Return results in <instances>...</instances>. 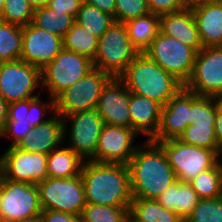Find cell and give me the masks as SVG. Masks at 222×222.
Returning <instances> with one entry per match:
<instances>
[{
  "mask_svg": "<svg viewBox=\"0 0 222 222\" xmlns=\"http://www.w3.org/2000/svg\"><path fill=\"white\" fill-rule=\"evenodd\" d=\"M87 203L130 206L132 193L128 166L122 163L84 161L81 169Z\"/></svg>",
  "mask_w": 222,
  "mask_h": 222,
  "instance_id": "7a4b0ae2",
  "label": "cell"
},
{
  "mask_svg": "<svg viewBox=\"0 0 222 222\" xmlns=\"http://www.w3.org/2000/svg\"><path fill=\"white\" fill-rule=\"evenodd\" d=\"M203 47L222 46V2L192 10Z\"/></svg>",
  "mask_w": 222,
  "mask_h": 222,
  "instance_id": "7402d4cb",
  "label": "cell"
},
{
  "mask_svg": "<svg viewBox=\"0 0 222 222\" xmlns=\"http://www.w3.org/2000/svg\"><path fill=\"white\" fill-rule=\"evenodd\" d=\"M129 212L141 222H184L177 213L154 199L133 198Z\"/></svg>",
  "mask_w": 222,
  "mask_h": 222,
  "instance_id": "4316f807",
  "label": "cell"
},
{
  "mask_svg": "<svg viewBox=\"0 0 222 222\" xmlns=\"http://www.w3.org/2000/svg\"><path fill=\"white\" fill-rule=\"evenodd\" d=\"M162 106L147 97L131 93L129 112L131 129L137 134H145L151 140L159 130Z\"/></svg>",
  "mask_w": 222,
  "mask_h": 222,
  "instance_id": "44dd1931",
  "label": "cell"
},
{
  "mask_svg": "<svg viewBox=\"0 0 222 222\" xmlns=\"http://www.w3.org/2000/svg\"><path fill=\"white\" fill-rule=\"evenodd\" d=\"M216 143L222 152V98H216V117H215Z\"/></svg>",
  "mask_w": 222,
  "mask_h": 222,
  "instance_id": "7bdbcfd3",
  "label": "cell"
},
{
  "mask_svg": "<svg viewBox=\"0 0 222 222\" xmlns=\"http://www.w3.org/2000/svg\"><path fill=\"white\" fill-rule=\"evenodd\" d=\"M111 78L108 73L94 68L55 98L56 114L64 117L96 109L102 90Z\"/></svg>",
  "mask_w": 222,
  "mask_h": 222,
  "instance_id": "30bf717a",
  "label": "cell"
},
{
  "mask_svg": "<svg viewBox=\"0 0 222 222\" xmlns=\"http://www.w3.org/2000/svg\"><path fill=\"white\" fill-rule=\"evenodd\" d=\"M81 4L82 0H49L47 6L53 10L63 11L75 18Z\"/></svg>",
  "mask_w": 222,
  "mask_h": 222,
  "instance_id": "60d3db41",
  "label": "cell"
},
{
  "mask_svg": "<svg viewBox=\"0 0 222 222\" xmlns=\"http://www.w3.org/2000/svg\"><path fill=\"white\" fill-rule=\"evenodd\" d=\"M164 208L174 211L183 220L198 204L199 197L189 182L177 180L170 185L157 199Z\"/></svg>",
  "mask_w": 222,
  "mask_h": 222,
  "instance_id": "cb8c5ba5",
  "label": "cell"
},
{
  "mask_svg": "<svg viewBox=\"0 0 222 222\" xmlns=\"http://www.w3.org/2000/svg\"><path fill=\"white\" fill-rule=\"evenodd\" d=\"M184 87L198 96L222 98V46L203 47Z\"/></svg>",
  "mask_w": 222,
  "mask_h": 222,
  "instance_id": "7c38bea8",
  "label": "cell"
},
{
  "mask_svg": "<svg viewBox=\"0 0 222 222\" xmlns=\"http://www.w3.org/2000/svg\"><path fill=\"white\" fill-rule=\"evenodd\" d=\"M1 175H2V169H1V156H0V178H1Z\"/></svg>",
  "mask_w": 222,
  "mask_h": 222,
  "instance_id": "816d5d0a",
  "label": "cell"
},
{
  "mask_svg": "<svg viewBox=\"0 0 222 222\" xmlns=\"http://www.w3.org/2000/svg\"><path fill=\"white\" fill-rule=\"evenodd\" d=\"M40 95L35 98L19 100L10 103L8 106V120H18L20 122H29L33 127L48 121L55 111V99L49 96V99L43 101ZM53 115L44 118L48 111ZM43 117V118H42Z\"/></svg>",
  "mask_w": 222,
  "mask_h": 222,
  "instance_id": "603a6c76",
  "label": "cell"
},
{
  "mask_svg": "<svg viewBox=\"0 0 222 222\" xmlns=\"http://www.w3.org/2000/svg\"><path fill=\"white\" fill-rule=\"evenodd\" d=\"M150 13L162 15L185 9L184 0H147Z\"/></svg>",
  "mask_w": 222,
  "mask_h": 222,
  "instance_id": "ab89813d",
  "label": "cell"
},
{
  "mask_svg": "<svg viewBox=\"0 0 222 222\" xmlns=\"http://www.w3.org/2000/svg\"><path fill=\"white\" fill-rule=\"evenodd\" d=\"M33 9L43 7L48 4L49 0H27Z\"/></svg>",
  "mask_w": 222,
  "mask_h": 222,
  "instance_id": "7dc6e473",
  "label": "cell"
},
{
  "mask_svg": "<svg viewBox=\"0 0 222 222\" xmlns=\"http://www.w3.org/2000/svg\"><path fill=\"white\" fill-rule=\"evenodd\" d=\"M183 143L204 149H219L216 143L214 127L188 125L178 138Z\"/></svg>",
  "mask_w": 222,
  "mask_h": 222,
  "instance_id": "8d00e7d4",
  "label": "cell"
},
{
  "mask_svg": "<svg viewBox=\"0 0 222 222\" xmlns=\"http://www.w3.org/2000/svg\"><path fill=\"white\" fill-rule=\"evenodd\" d=\"M37 187L42 210L81 216L87 204L81 175L72 178L47 177Z\"/></svg>",
  "mask_w": 222,
  "mask_h": 222,
  "instance_id": "52a82bcc",
  "label": "cell"
},
{
  "mask_svg": "<svg viewBox=\"0 0 222 222\" xmlns=\"http://www.w3.org/2000/svg\"><path fill=\"white\" fill-rule=\"evenodd\" d=\"M191 119V92L183 87L161 109V122L152 142H162L169 139H178Z\"/></svg>",
  "mask_w": 222,
  "mask_h": 222,
  "instance_id": "ac0fdd59",
  "label": "cell"
},
{
  "mask_svg": "<svg viewBox=\"0 0 222 222\" xmlns=\"http://www.w3.org/2000/svg\"><path fill=\"white\" fill-rule=\"evenodd\" d=\"M37 185L0 178V218L6 222H22L41 215Z\"/></svg>",
  "mask_w": 222,
  "mask_h": 222,
  "instance_id": "9c48e42d",
  "label": "cell"
},
{
  "mask_svg": "<svg viewBox=\"0 0 222 222\" xmlns=\"http://www.w3.org/2000/svg\"><path fill=\"white\" fill-rule=\"evenodd\" d=\"M143 53L184 85L191 77L197 54L193 48L160 32Z\"/></svg>",
  "mask_w": 222,
  "mask_h": 222,
  "instance_id": "ba28073f",
  "label": "cell"
},
{
  "mask_svg": "<svg viewBox=\"0 0 222 222\" xmlns=\"http://www.w3.org/2000/svg\"><path fill=\"white\" fill-rule=\"evenodd\" d=\"M63 48L93 61L98 49V38L74 22L63 38Z\"/></svg>",
  "mask_w": 222,
  "mask_h": 222,
  "instance_id": "f1b7e54d",
  "label": "cell"
},
{
  "mask_svg": "<svg viewBox=\"0 0 222 222\" xmlns=\"http://www.w3.org/2000/svg\"><path fill=\"white\" fill-rule=\"evenodd\" d=\"M127 166L132 198L156 200L177 181L163 149L151 140L138 145Z\"/></svg>",
  "mask_w": 222,
  "mask_h": 222,
  "instance_id": "6da1fadb",
  "label": "cell"
},
{
  "mask_svg": "<svg viewBox=\"0 0 222 222\" xmlns=\"http://www.w3.org/2000/svg\"><path fill=\"white\" fill-rule=\"evenodd\" d=\"M184 222H222V196L200 199Z\"/></svg>",
  "mask_w": 222,
  "mask_h": 222,
  "instance_id": "e575fe53",
  "label": "cell"
},
{
  "mask_svg": "<svg viewBox=\"0 0 222 222\" xmlns=\"http://www.w3.org/2000/svg\"><path fill=\"white\" fill-rule=\"evenodd\" d=\"M3 8H4V0H0V18L3 13Z\"/></svg>",
  "mask_w": 222,
  "mask_h": 222,
  "instance_id": "f907efd6",
  "label": "cell"
},
{
  "mask_svg": "<svg viewBox=\"0 0 222 222\" xmlns=\"http://www.w3.org/2000/svg\"><path fill=\"white\" fill-rule=\"evenodd\" d=\"M41 88V69L17 59L0 62V96L8 103L35 98L33 92Z\"/></svg>",
  "mask_w": 222,
  "mask_h": 222,
  "instance_id": "8fae6325",
  "label": "cell"
},
{
  "mask_svg": "<svg viewBox=\"0 0 222 222\" xmlns=\"http://www.w3.org/2000/svg\"><path fill=\"white\" fill-rule=\"evenodd\" d=\"M64 125V139L69 135L68 147L78 154L84 161L95 156L98 139L104 121L96 109L80 111L62 117ZM70 127L68 129V122ZM68 129L69 134L66 132ZM67 134V135H66Z\"/></svg>",
  "mask_w": 222,
  "mask_h": 222,
  "instance_id": "4fadbf2b",
  "label": "cell"
},
{
  "mask_svg": "<svg viewBox=\"0 0 222 222\" xmlns=\"http://www.w3.org/2000/svg\"><path fill=\"white\" fill-rule=\"evenodd\" d=\"M157 144L163 149L177 180L181 182H190L199 173L215 167L222 157L219 149L199 148L179 139H169Z\"/></svg>",
  "mask_w": 222,
  "mask_h": 222,
  "instance_id": "277c9868",
  "label": "cell"
},
{
  "mask_svg": "<svg viewBox=\"0 0 222 222\" xmlns=\"http://www.w3.org/2000/svg\"><path fill=\"white\" fill-rule=\"evenodd\" d=\"M62 49L63 38L60 36L41 29L32 22L22 27V61L42 69Z\"/></svg>",
  "mask_w": 222,
  "mask_h": 222,
  "instance_id": "2e32d148",
  "label": "cell"
},
{
  "mask_svg": "<svg viewBox=\"0 0 222 222\" xmlns=\"http://www.w3.org/2000/svg\"><path fill=\"white\" fill-rule=\"evenodd\" d=\"M22 27L0 20V62L20 59Z\"/></svg>",
  "mask_w": 222,
  "mask_h": 222,
  "instance_id": "1f68e13d",
  "label": "cell"
},
{
  "mask_svg": "<svg viewBox=\"0 0 222 222\" xmlns=\"http://www.w3.org/2000/svg\"><path fill=\"white\" fill-rule=\"evenodd\" d=\"M132 46L143 53L160 32V15L149 13L124 23Z\"/></svg>",
  "mask_w": 222,
  "mask_h": 222,
  "instance_id": "d4e9b609",
  "label": "cell"
},
{
  "mask_svg": "<svg viewBox=\"0 0 222 222\" xmlns=\"http://www.w3.org/2000/svg\"><path fill=\"white\" fill-rule=\"evenodd\" d=\"M8 106L9 104L0 96V135L8 120Z\"/></svg>",
  "mask_w": 222,
  "mask_h": 222,
  "instance_id": "f6af8a7d",
  "label": "cell"
},
{
  "mask_svg": "<svg viewBox=\"0 0 222 222\" xmlns=\"http://www.w3.org/2000/svg\"><path fill=\"white\" fill-rule=\"evenodd\" d=\"M189 183L199 199L222 196V160L215 167L199 173Z\"/></svg>",
  "mask_w": 222,
  "mask_h": 222,
  "instance_id": "4dcf8cb0",
  "label": "cell"
},
{
  "mask_svg": "<svg viewBox=\"0 0 222 222\" xmlns=\"http://www.w3.org/2000/svg\"><path fill=\"white\" fill-rule=\"evenodd\" d=\"M79 222H87V221L83 220V219L80 217Z\"/></svg>",
  "mask_w": 222,
  "mask_h": 222,
  "instance_id": "f5cc1de1",
  "label": "cell"
},
{
  "mask_svg": "<svg viewBox=\"0 0 222 222\" xmlns=\"http://www.w3.org/2000/svg\"><path fill=\"white\" fill-rule=\"evenodd\" d=\"M63 140V119L55 113L48 121L31 129L17 147L27 152L48 155L52 150L63 146Z\"/></svg>",
  "mask_w": 222,
  "mask_h": 222,
  "instance_id": "d6986e66",
  "label": "cell"
},
{
  "mask_svg": "<svg viewBox=\"0 0 222 222\" xmlns=\"http://www.w3.org/2000/svg\"><path fill=\"white\" fill-rule=\"evenodd\" d=\"M222 0H184L185 9L193 10L203 5L215 4Z\"/></svg>",
  "mask_w": 222,
  "mask_h": 222,
  "instance_id": "bcb514c9",
  "label": "cell"
},
{
  "mask_svg": "<svg viewBox=\"0 0 222 222\" xmlns=\"http://www.w3.org/2000/svg\"><path fill=\"white\" fill-rule=\"evenodd\" d=\"M130 206H108L87 203L81 218L87 222H125Z\"/></svg>",
  "mask_w": 222,
  "mask_h": 222,
  "instance_id": "d6a6232c",
  "label": "cell"
},
{
  "mask_svg": "<svg viewBox=\"0 0 222 222\" xmlns=\"http://www.w3.org/2000/svg\"><path fill=\"white\" fill-rule=\"evenodd\" d=\"M125 222H141L137 218H135L130 212L127 214L125 218Z\"/></svg>",
  "mask_w": 222,
  "mask_h": 222,
  "instance_id": "c3c4849f",
  "label": "cell"
},
{
  "mask_svg": "<svg viewBox=\"0 0 222 222\" xmlns=\"http://www.w3.org/2000/svg\"><path fill=\"white\" fill-rule=\"evenodd\" d=\"M74 21L94 34L98 39L115 22L113 16L110 14L86 3L81 4Z\"/></svg>",
  "mask_w": 222,
  "mask_h": 222,
  "instance_id": "f546056e",
  "label": "cell"
},
{
  "mask_svg": "<svg viewBox=\"0 0 222 222\" xmlns=\"http://www.w3.org/2000/svg\"><path fill=\"white\" fill-rule=\"evenodd\" d=\"M216 98L198 96L191 92V119L192 125L215 127Z\"/></svg>",
  "mask_w": 222,
  "mask_h": 222,
  "instance_id": "836d02e7",
  "label": "cell"
},
{
  "mask_svg": "<svg viewBox=\"0 0 222 222\" xmlns=\"http://www.w3.org/2000/svg\"><path fill=\"white\" fill-rule=\"evenodd\" d=\"M74 17L47 5L34 9L32 23L50 33L64 38L74 23Z\"/></svg>",
  "mask_w": 222,
  "mask_h": 222,
  "instance_id": "83f0119b",
  "label": "cell"
},
{
  "mask_svg": "<svg viewBox=\"0 0 222 222\" xmlns=\"http://www.w3.org/2000/svg\"><path fill=\"white\" fill-rule=\"evenodd\" d=\"M22 222H43V219H42L41 215H39V216L34 217L32 219H26Z\"/></svg>",
  "mask_w": 222,
  "mask_h": 222,
  "instance_id": "681fc988",
  "label": "cell"
},
{
  "mask_svg": "<svg viewBox=\"0 0 222 222\" xmlns=\"http://www.w3.org/2000/svg\"><path fill=\"white\" fill-rule=\"evenodd\" d=\"M82 3L96 6L101 11L113 16L115 21V0H82Z\"/></svg>",
  "mask_w": 222,
  "mask_h": 222,
  "instance_id": "ee69618b",
  "label": "cell"
},
{
  "mask_svg": "<svg viewBox=\"0 0 222 222\" xmlns=\"http://www.w3.org/2000/svg\"><path fill=\"white\" fill-rule=\"evenodd\" d=\"M150 13L147 0H115V21H126Z\"/></svg>",
  "mask_w": 222,
  "mask_h": 222,
  "instance_id": "74e56055",
  "label": "cell"
},
{
  "mask_svg": "<svg viewBox=\"0 0 222 222\" xmlns=\"http://www.w3.org/2000/svg\"><path fill=\"white\" fill-rule=\"evenodd\" d=\"M1 169L6 179L37 185L48 177L47 154L9 146L1 155Z\"/></svg>",
  "mask_w": 222,
  "mask_h": 222,
  "instance_id": "5bb4252c",
  "label": "cell"
},
{
  "mask_svg": "<svg viewBox=\"0 0 222 222\" xmlns=\"http://www.w3.org/2000/svg\"><path fill=\"white\" fill-rule=\"evenodd\" d=\"M41 217L43 222H79L81 216L53 210H42Z\"/></svg>",
  "mask_w": 222,
  "mask_h": 222,
  "instance_id": "b9f144b4",
  "label": "cell"
},
{
  "mask_svg": "<svg viewBox=\"0 0 222 222\" xmlns=\"http://www.w3.org/2000/svg\"><path fill=\"white\" fill-rule=\"evenodd\" d=\"M130 91L119 77H112L102 90L96 107L104 124L131 128Z\"/></svg>",
  "mask_w": 222,
  "mask_h": 222,
  "instance_id": "e0dca14e",
  "label": "cell"
},
{
  "mask_svg": "<svg viewBox=\"0 0 222 222\" xmlns=\"http://www.w3.org/2000/svg\"><path fill=\"white\" fill-rule=\"evenodd\" d=\"M93 69L91 59L63 48L41 69L42 89L47 88L49 96L55 99Z\"/></svg>",
  "mask_w": 222,
  "mask_h": 222,
  "instance_id": "8992f818",
  "label": "cell"
},
{
  "mask_svg": "<svg viewBox=\"0 0 222 222\" xmlns=\"http://www.w3.org/2000/svg\"><path fill=\"white\" fill-rule=\"evenodd\" d=\"M160 33L173 37L193 48L197 53L203 48L192 10L160 15Z\"/></svg>",
  "mask_w": 222,
  "mask_h": 222,
  "instance_id": "ffe728a7",
  "label": "cell"
},
{
  "mask_svg": "<svg viewBox=\"0 0 222 222\" xmlns=\"http://www.w3.org/2000/svg\"><path fill=\"white\" fill-rule=\"evenodd\" d=\"M84 160L72 149L58 147L47 155L48 177L72 178L81 175Z\"/></svg>",
  "mask_w": 222,
  "mask_h": 222,
  "instance_id": "484cf974",
  "label": "cell"
},
{
  "mask_svg": "<svg viewBox=\"0 0 222 222\" xmlns=\"http://www.w3.org/2000/svg\"><path fill=\"white\" fill-rule=\"evenodd\" d=\"M119 78L130 93L154 100L162 107L184 87L181 81L144 53H139Z\"/></svg>",
  "mask_w": 222,
  "mask_h": 222,
  "instance_id": "3957f363",
  "label": "cell"
},
{
  "mask_svg": "<svg viewBox=\"0 0 222 222\" xmlns=\"http://www.w3.org/2000/svg\"><path fill=\"white\" fill-rule=\"evenodd\" d=\"M138 54L124 23L115 21L98 39L93 65L112 77H119Z\"/></svg>",
  "mask_w": 222,
  "mask_h": 222,
  "instance_id": "5b68a950",
  "label": "cell"
},
{
  "mask_svg": "<svg viewBox=\"0 0 222 222\" xmlns=\"http://www.w3.org/2000/svg\"><path fill=\"white\" fill-rule=\"evenodd\" d=\"M34 127L29 122H20L18 120H7L1 137H9L12 141L10 146H17L28 132Z\"/></svg>",
  "mask_w": 222,
  "mask_h": 222,
  "instance_id": "f35d334b",
  "label": "cell"
},
{
  "mask_svg": "<svg viewBox=\"0 0 222 222\" xmlns=\"http://www.w3.org/2000/svg\"><path fill=\"white\" fill-rule=\"evenodd\" d=\"M137 135L131 128L104 124L91 161L127 165L138 147L133 144Z\"/></svg>",
  "mask_w": 222,
  "mask_h": 222,
  "instance_id": "9a60e30c",
  "label": "cell"
},
{
  "mask_svg": "<svg viewBox=\"0 0 222 222\" xmlns=\"http://www.w3.org/2000/svg\"><path fill=\"white\" fill-rule=\"evenodd\" d=\"M34 9L27 0H4L0 20L18 26H26L33 20Z\"/></svg>",
  "mask_w": 222,
  "mask_h": 222,
  "instance_id": "d590c367",
  "label": "cell"
}]
</instances>
